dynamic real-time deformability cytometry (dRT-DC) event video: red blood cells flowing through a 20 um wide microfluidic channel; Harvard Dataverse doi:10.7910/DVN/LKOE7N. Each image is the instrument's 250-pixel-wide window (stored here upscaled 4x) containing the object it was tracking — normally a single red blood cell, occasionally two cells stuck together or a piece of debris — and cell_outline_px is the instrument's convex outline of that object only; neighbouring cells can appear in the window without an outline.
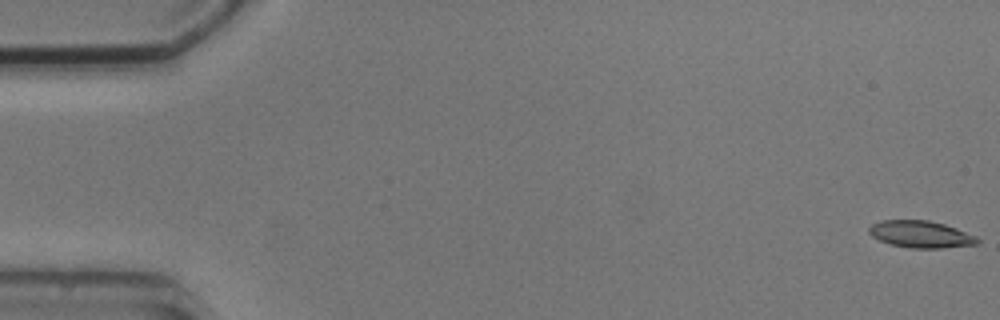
{"species": "common noctule bat (a hibernating species)", "species_latin": "Nyctalus noctula", "temperature_condition": "cold", "stored_images_in_passage": 5, "camera_frame_rate_fps": 3000, "um_per_image_px": 0.085, "animal": {"sex": "male", "body_mass_g": 20.5, "forearm_length_mm": 52.5}, "frame": {"image": 1, "passage_image": 1, "time_ms": 0.0, "image_size_px": [1000, 320], "cell_outline_px": [[980, 240], [976, 244], [940, 248], [912, 248], [892, 244], [880, 240], [872, 236], [868, 232], [868, 228], [872, 224], [880, 220], [928, 220], [944, 224], [956, 228], [976, 236]], "centroid_in_image_um": [78.25, 19.9], "position_along_channel_um": 6.8, "area_um2": 16.88}}
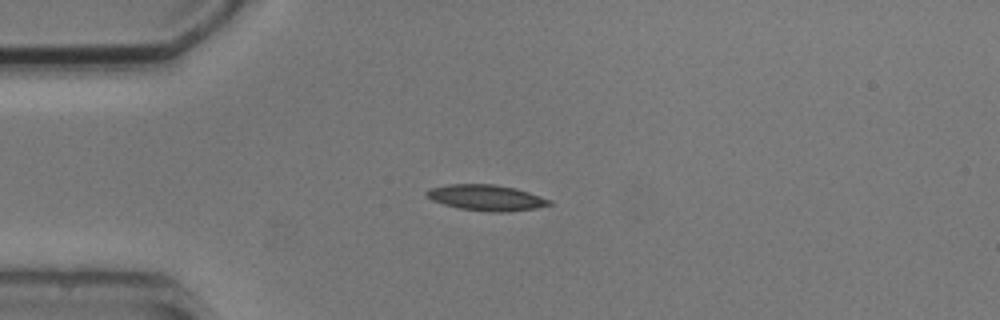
{"frame": {"image": 2, "passage_image": 5, "time_ms": 4.333, "image_size_px": [1000, 320], "cell_outline_px": [[552, 204], [536, 208], [508, 212], [492, 212], [460, 208], [444, 204], [432, 200], [424, 192], [428, 188], [448, 184], [496, 184], [516, 188], [552, 200]], "centroid_in_image_um": [41.34, 16.79], "position_along_channel_um": 43.7, "area_um2": 18.5}}